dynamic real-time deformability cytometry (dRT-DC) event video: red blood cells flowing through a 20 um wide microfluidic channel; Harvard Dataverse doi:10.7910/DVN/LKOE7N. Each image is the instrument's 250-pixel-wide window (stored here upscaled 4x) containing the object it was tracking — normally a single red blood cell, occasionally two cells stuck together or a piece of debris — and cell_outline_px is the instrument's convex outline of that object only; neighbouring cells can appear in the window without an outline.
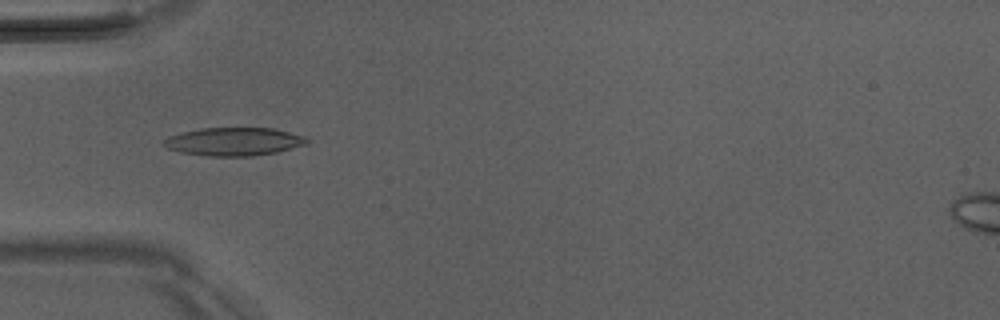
{"species": "Egyptian fruit bat (a non-hibernating species)", "species_latin": "Rousettus aegyptiacus", "temperature_condition": "room temperature", "stored_images_in_passage": 38, "camera_frame_rate_fps": 3000, "um_per_image_px": 0.085, "animal": {"sex": "male"}, "frame": {"image": 1, "passage_image": 4, "time_ms": 1.0, "image_size_px": [1000, 320], "cell_outline_px": [[312, 140], [304, 144], [276, 152], [252, 156], [208, 156], [184, 152], [168, 148], [160, 144], [160, 140], [168, 136], [200, 128], [272, 128], [304, 136]], "centroid_in_image_um": [19.84, 12.03], "position_along_channel_um": 65.2, "area_um2": 23.35}}
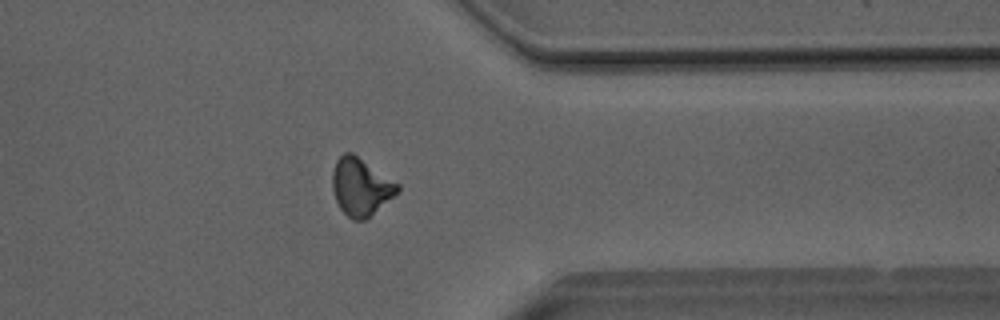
{"frame": {"image": 2, "passage_image": 28, "time_ms": 9.0, "image_size_px": [1000, 320], "cell_outline_px": [[400, 188], [392, 196], [364, 220], [352, 220], [340, 208], [336, 200], [332, 188], [332, 172], [336, 160], [344, 152], [352, 152], [400, 184]], "centroid_in_image_um": [30.63, 15.85], "position_along_channel_um": 380.8, "area_um2": 21.44}}
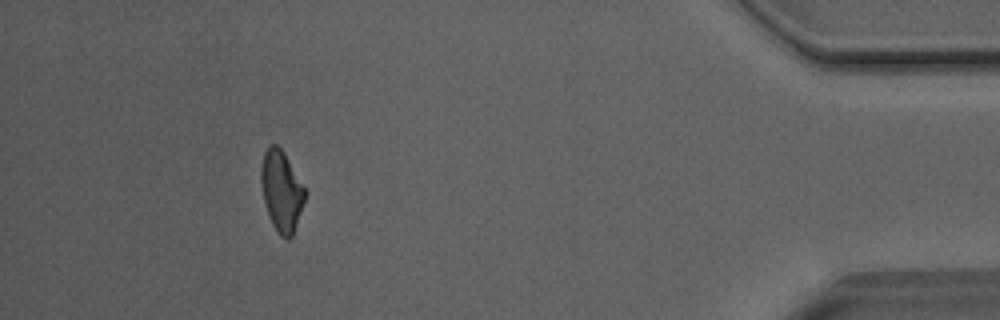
{"frame": {"image": 3, "passage_image": 34, "time_ms": 11.0, "image_size_px": [1000, 320], "cell_outline_px": [[304, 200], [292, 236], [288, 240], [280, 236], [272, 224], [264, 200], [260, 180], [260, 172], [264, 152], [268, 144], [276, 144], [284, 152], [304, 188]], "centroid_in_image_um": [23.89, 16.21], "position_along_channel_um": 411.3, "area_um2": 20.17}, "authors_computed_cell_mechanics": {"area_um2": 21.3282, "velocity_mm_per_s": 4.0582, "shape_relaxation_time_tau1_ms": 7.0414, "shape_relaxation_time_tau2_ms": 5.3164, "deformation_change_tau1": 0.1783, "deformation_change_tau2": 0.1384}}